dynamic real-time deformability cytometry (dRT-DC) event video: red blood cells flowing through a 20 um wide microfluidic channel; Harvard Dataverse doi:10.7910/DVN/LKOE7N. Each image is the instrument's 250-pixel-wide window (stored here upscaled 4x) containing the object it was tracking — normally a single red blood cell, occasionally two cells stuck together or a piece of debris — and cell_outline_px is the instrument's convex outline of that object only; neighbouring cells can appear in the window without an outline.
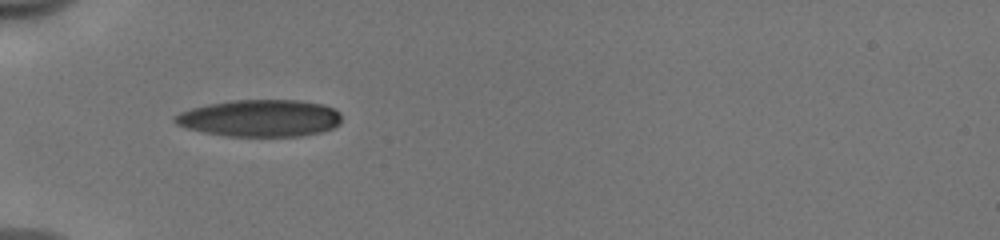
{"species": "human", "species_latin": "Homo sapiens", "temperature_condition": "cold", "stored_images_in_passage": 35, "camera_frame_rate_fps": 3000, "um_per_image_px": 0.085, "donor": {"sex": "male"}, "frame": {"image": 1, "passage_image": 1, "time_ms": 0.0, "image_size_px": [1000, 240], "cell_outline_px": [[340, 124], [332, 128], [320, 132], [300, 136], [224, 136], [184, 128], [176, 124], [172, 120], [172, 116], [180, 112], [192, 108], [208, 104], [236, 100], [300, 100], [324, 104], [340, 112]], "centroid_in_image_um": [22.08, 10.04], "position_along_channel_um": 62.9, "area_um2": 36.13}}
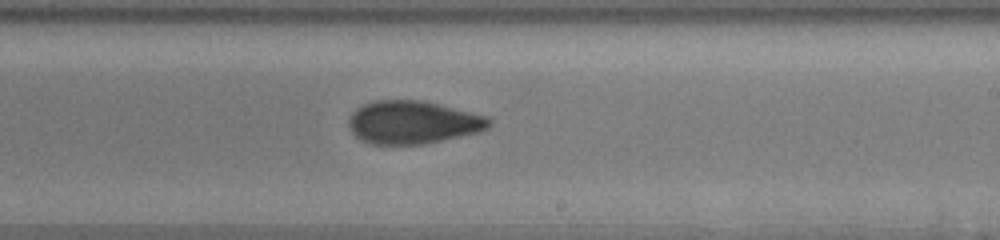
{"frame": {"image": 2, "passage_image": 16, "time_ms": 5.0, "image_size_px": [1000, 240], "cell_outline_px": [[492, 124], [488, 128], [480, 132], [424, 144], [372, 144], [360, 140], [352, 132], [348, 124], [348, 120], [352, 112], [356, 108], [364, 104], [376, 100], [420, 100], [488, 116], [492, 120]], "centroid_in_image_um": [35.1, 10.4], "position_along_channel_um": 253.9, "area_um2": 35.2}}
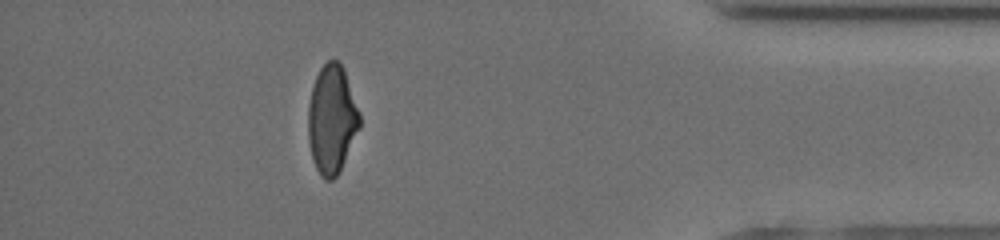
{"frame": {"image": 3, "passage_image": 30, "time_ms": 9.667, "image_size_px": [1000, 240], "cell_outline_px": [[360, 128], [336, 176], [332, 180], [324, 180], [320, 176], [312, 160], [308, 140], [308, 108], [312, 88], [316, 76], [320, 68], [328, 60], [340, 60], [344, 68], [360, 116]], "centroid_in_image_um": [28.19, 10.14], "position_along_channel_um": 407.0, "area_um2": 32.43}, "authors_computed_cell_mechanics": {"area_um2": 34.5644, "velocity_mm_per_s": 3.9938, "shape_relaxation_time_tau1_ms": 5.9523, "shape_relaxation_time_tau2_ms": 1.8488, "deformation_change_tau1": 0.1844, "deformation_change_tau2": 0.0839}}